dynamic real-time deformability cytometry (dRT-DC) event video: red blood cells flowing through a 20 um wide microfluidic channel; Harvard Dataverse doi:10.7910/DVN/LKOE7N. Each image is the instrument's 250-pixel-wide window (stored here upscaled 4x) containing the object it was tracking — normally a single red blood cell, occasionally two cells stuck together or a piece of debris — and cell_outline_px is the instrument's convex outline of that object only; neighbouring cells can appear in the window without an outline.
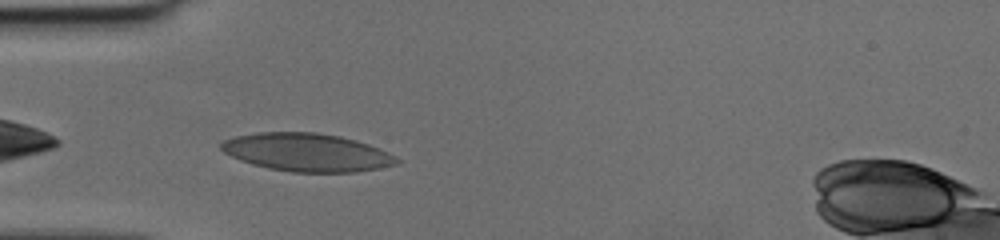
{"species": "human", "species_latin": "Homo sapiens", "temperature_condition": "cold", "stored_images_in_passage": 26, "camera_frame_rate_fps": 3000, "um_per_image_px": 0.085, "donor": {"sex": "female"}, "frame": {"image": 1, "passage_image": 1, "time_ms": 0.0, "image_size_px": [1000, 240], "cell_outline_px": [[400, 160], [396, 164], [356, 172], [292, 172], [268, 168], [252, 164], [240, 160], [224, 152], [220, 148], [220, 144], [224, 140], [236, 136], [256, 132], [316, 132], [340, 136], [356, 140], [368, 144], [388, 152], [396, 156]], "centroid_in_image_um": [26.07, 12.94], "position_along_channel_um": 58.9, "area_um2": 38.84}}
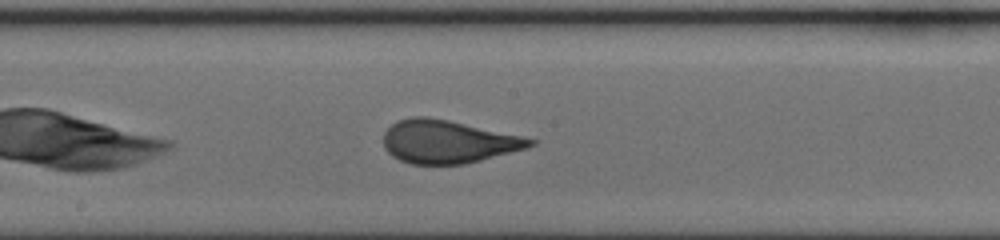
{"frame": {"image": 2, "passage_image": 12, "time_ms": 3.667, "image_size_px": [1000, 240], "cell_outline_px": [[536, 144], [528, 148], [464, 164], [412, 164], [400, 160], [392, 156], [384, 148], [384, 132], [396, 120], [412, 116], [428, 116], [448, 120], [520, 136], [536, 140]], "centroid_in_image_um": [38.04, 12.04], "position_along_channel_um": 210.2, "area_um2": 36.59}}
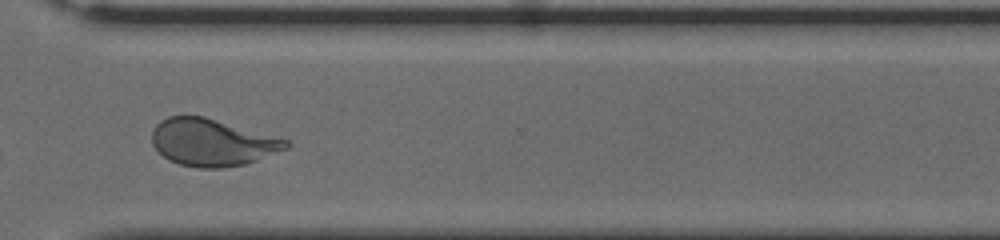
{"frame": {"image": 3, "passage_image": 22, "time_ms": 7.0, "image_size_px": [1000, 240], "cell_outline_px": [[292, 144], [288, 148], [256, 160], [244, 164], [220, 168], [200, 168], [180, 164], [168, 160], [152, 144], [152, 132], [156, 124], [160, 120], [168, 116], [204, 116], [288, 140]], "centroid_in_image_um": [18.02, 12.1], "position_along_channel_um": 352.6, "area_um2": 36.53}}